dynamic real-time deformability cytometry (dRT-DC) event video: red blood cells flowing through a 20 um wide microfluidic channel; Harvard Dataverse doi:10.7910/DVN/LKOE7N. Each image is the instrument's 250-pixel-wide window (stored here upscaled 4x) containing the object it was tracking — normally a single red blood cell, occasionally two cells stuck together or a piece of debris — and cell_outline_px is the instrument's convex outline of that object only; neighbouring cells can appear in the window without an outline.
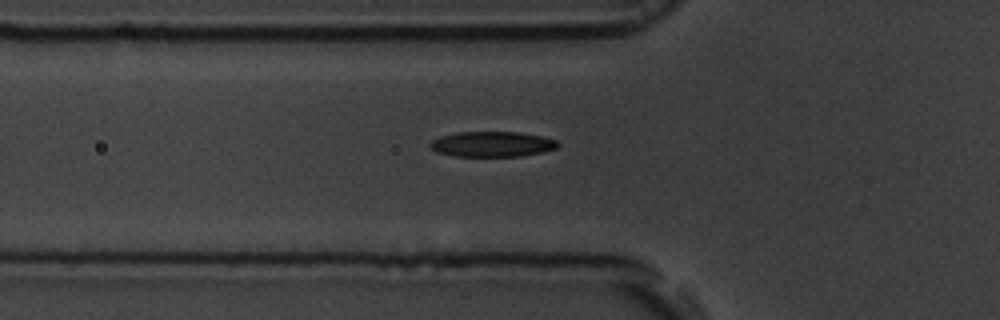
{"species": "common noctule bat (a hibernating species)", "species_latin": "Nyctalus noctula", "temperature_condition": "room temperature", "stored_images_in_passage": 34, "camera_frame_rate_fps": 3000, "um_per_image_px": 0.085, "animal": {"sex": "male", "body_mass_g": 19.5, "forearm_length_mm": 54.6}, "frame": {"image": 1, "passage_image": 2, "time_ms": 0.333, "image_size_px": [1000, 320], "cell_outline_px": [[560, 144], [556, 148], [544, 152], [520, 156], [456, 156], [436, 152], [428, 148], [428, 144], [432, 140], [440, 136], [456, 132], [520, 132], [540, 136], [556, 140]], "centroid_in_image_um": [41.79, 12.25], "position_along_channel_um": 84.0, "area_um2": 18.96}}
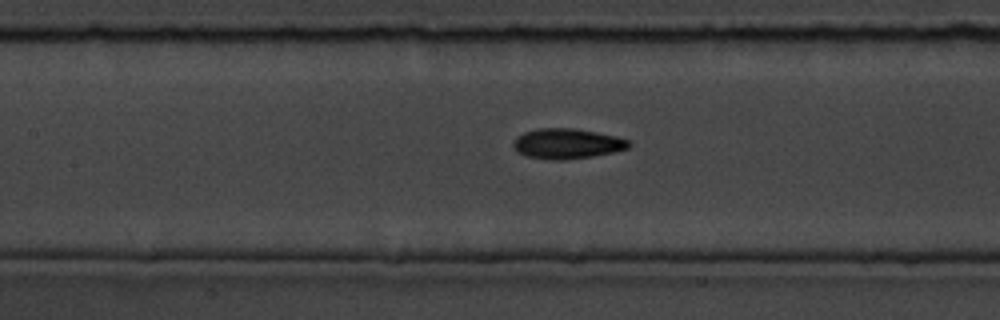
{"frame": {"image": 2, "passage_image": 8, "time_ms": 2.333, "image_size_px": [1000, 320], "cell_outline_px": [[632, 144], [628, 148], [612, 152], [592, 156], [564, 160], [552, 160], [528, 156], [516, 152], [512, 144], [516, 136], [524, 132], [536, 128], [572, 128], [596, 132], [616, 136], [628, 140]], "centroid_in_image_um": [48.16, 12.2], "position_along_channel_um": 159.2, "area_um2": 20.35}}
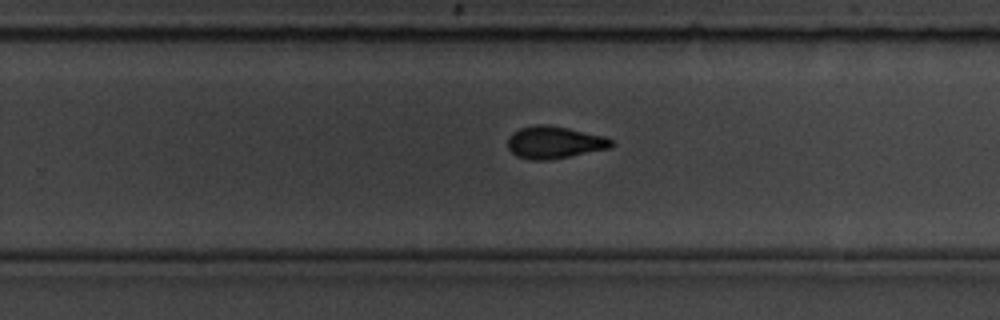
{"frame": {"image": 3, "passage_image": 18, "time_ms": 5.667, "image_size_px": [1000, 320], "cell_outline_px": [[612, 148], [548, 160], [532, 160], [516, 156], [508, 148], [508, 136], [512, 132], [520, 128], [532, 124], [548, 124], [568, 128], [604, 136], [612, 140]], "centroid_in_image_um": [47.09, 12.09], "position_along_channel_um": 282.7, "area_um2": 19.59}, "authors_computed_cell_mechanics": {"area_um2": 19.1896, "velocity_mm_per_s": 3.7258, "shape_relaxation_time_tau1_ms": 2.8754, "shape_relaxation_time_tau2_ms": 2.6944, "deformation_change_tau1": 0.1475, "deformation_change_tau2": 0.0931}}